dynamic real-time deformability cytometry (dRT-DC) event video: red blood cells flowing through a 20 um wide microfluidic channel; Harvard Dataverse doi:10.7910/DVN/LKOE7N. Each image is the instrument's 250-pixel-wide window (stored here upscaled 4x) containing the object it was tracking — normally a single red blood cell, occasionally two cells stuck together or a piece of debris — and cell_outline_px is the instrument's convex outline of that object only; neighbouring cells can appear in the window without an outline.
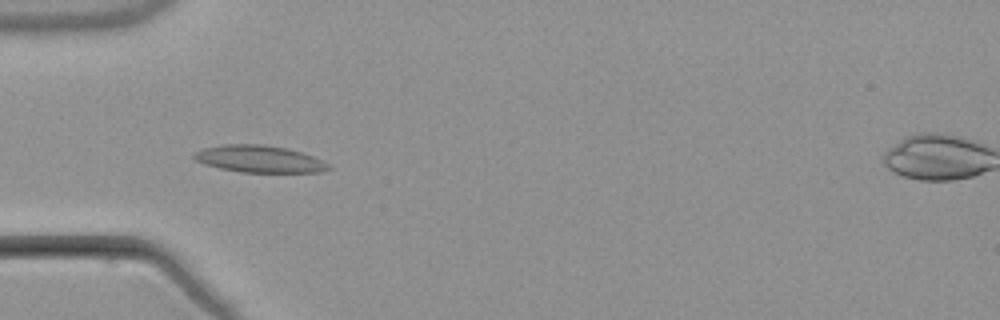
{"species": "common noctule bat (a hibernating species)", "species_latin": "Nyctalus noctula", "temperature_condition": "warm", "stored_images_in_passage": 4, "camera_frame_rate_fps": 3000, "um_per_image_px": 0.085, "animal": {"sex": "male", "body_mass_g": 21.5, "forearm_length_mm": 52.0}, "frame": {"image": 1, "passage_image": 4, "time_ms": 5.0, "image_size_px": [1000, 320], "cell_outline_px": [[332, 168], [320, 172], [240, 172], [220, 168], [204, 164], [196, 160], [192, 156], [196, 152], [204, 148], [224, 144], [264, 144], [288, 148], [312, 156], [328, 164]], "centroid_in_image_um": [22.03, 13.51], "position_along_channel_um": 63.0, "area_um2": 21.04}}